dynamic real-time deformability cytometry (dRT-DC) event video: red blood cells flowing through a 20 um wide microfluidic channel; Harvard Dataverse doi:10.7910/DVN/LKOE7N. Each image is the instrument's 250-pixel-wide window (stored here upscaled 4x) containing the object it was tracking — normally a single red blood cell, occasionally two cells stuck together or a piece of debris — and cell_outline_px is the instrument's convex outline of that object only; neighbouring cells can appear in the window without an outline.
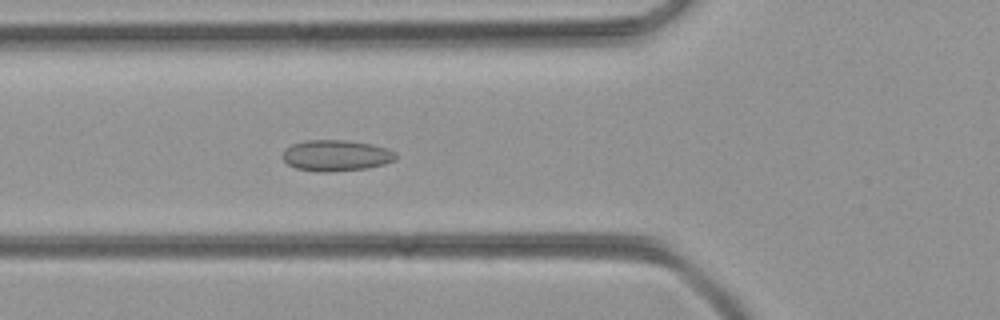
{"species": "common noctule bat (a hibernating species)", "species_latin": "Nyctalus noctula", "temperature_condition": "room temperature", "stored_images_in_passage": 39, "camera_frame_rate_fps": 3000, "um_per_image_px": 0.085, "animal": {"sex": "female", "body_mass_g": 21.9}, "frame": {"image": 1, "passage_image": 9, "time_ms": 2.667, "image_size_px": [1000, 320], "cell_outline_px": [[396, 160], [384, 164], [368, 168], [328, 172], [316, 172], [296, 168], [288, 164], [280, 156], [284, 148], [292, 144], [304, 140], [348, 140], [372, 144], [388, 148], [396, 152]], "centroid_in_image_um": [28.55, 13.21], "position_along_channel_um": 97.2, "area_um2": 20.87}}
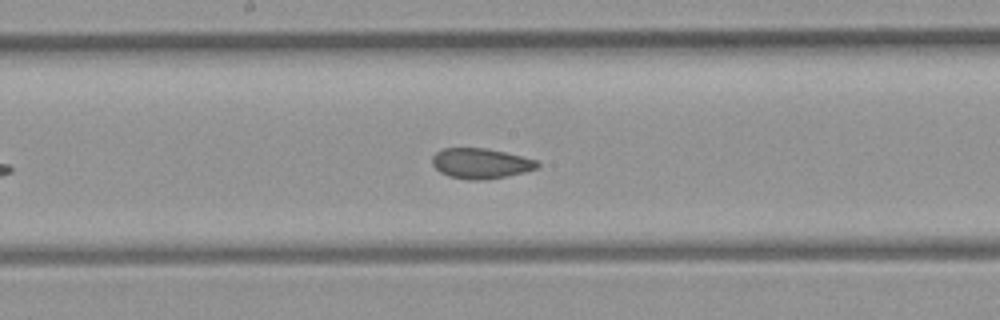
{"frame": {"image": 2, "passage_image": 17, "time_ms": 5.333, "image_size_px": [1000, 320], "cell_outline_px": [[540, 164], [536, 168], [524, 172], [508, 176], [484, 180], [468, 180], [448, 176], [440, 172], [432, 164], [432, 156], [440, 148], [488, 148], [540, 160]], "centroid_in_image_um": [40.87, 13.88], "position_along_channel_um": 207.3, "area_um2": 18.84}}
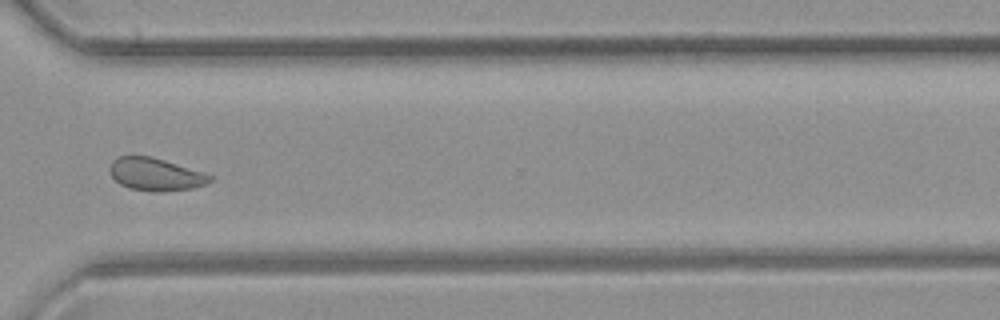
{"frame": {"image": 3, "passage_image": 28, "time_ms": 9.0, "image_size_px": [1000, 320], "cell_outline_px": [[212, 180], [204, 184], [192, 188], [164, 192], [156, 192], [128, 188], [120, 184], [112, 176], [108, 168], [112, 160], [120, 156], [152, 156], [204, 172], [212, 176]], "centroid_in_image_um": [13.2, 14.82], "position_along_channel_um": 357.4, "area_um2": 19.13}}